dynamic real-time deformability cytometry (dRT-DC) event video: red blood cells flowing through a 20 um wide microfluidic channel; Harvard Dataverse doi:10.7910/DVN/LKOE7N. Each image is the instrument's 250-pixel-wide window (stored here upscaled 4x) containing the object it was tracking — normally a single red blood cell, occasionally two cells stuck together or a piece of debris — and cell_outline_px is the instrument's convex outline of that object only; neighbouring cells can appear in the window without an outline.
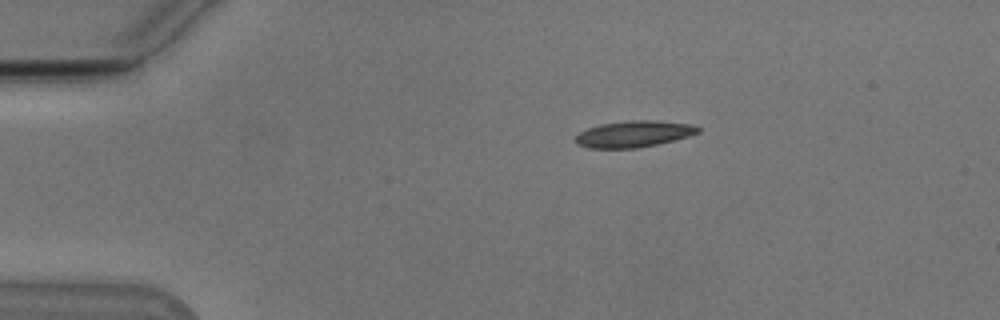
{"species": "Egyptian fruit bat (a non-hibernating species)", "species_latin": "Rousettus aegyptiacus", "temperature_condition": "cold", "stored_images_in_passage": 44, "camera_frame_rate_fps": 3000, "um_per_image_px": 0.085, "animal": {"sex": "male"}, "frame": {"image": 1, "passage_image": 1, "time_ms": 0.0, "image_size_px": [1000, 320], "cell_outline_px": [[700, 132], [688, 136], [656, 144], [636, 148], [588, 148], [576, 144], [576, 136], [580, 132], [588, 128], [600, 124], [632, 120], [656, 120], [692, 124], [700, 128]], "centroid_in_image_um": [53.87, 11.38], "position_along_channel_um": 31.1, "area_um2": 18.73}}
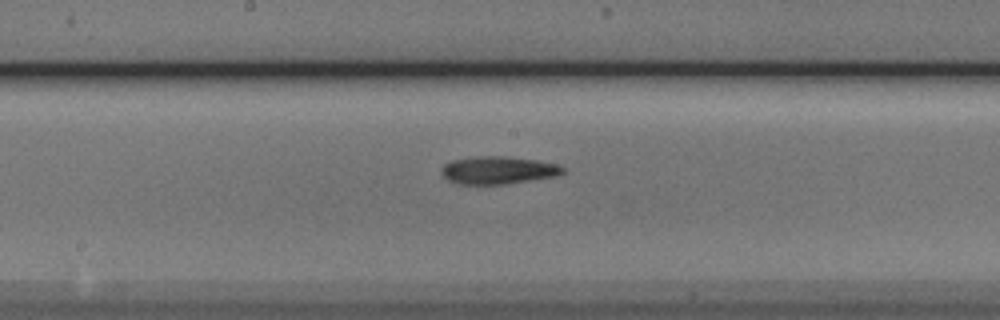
{"frame": {"image": 2, "passage_image": 19, "time_ms": 6.0, "image_size_px": [1000, 320], "cell_outline_px": [[568, 168], [564, 172], [552, 176], [504, 184], [456, 184], [448, 180], [440, 172], [440, 168], [444, 164], [452, 160], [480, 156], [508, 156], [536, 160], [556, 164]], "centroid_in_image_um": [42.3, 14.46], "position_along_channel_um": 205.9, "area_um2": 19.48}}
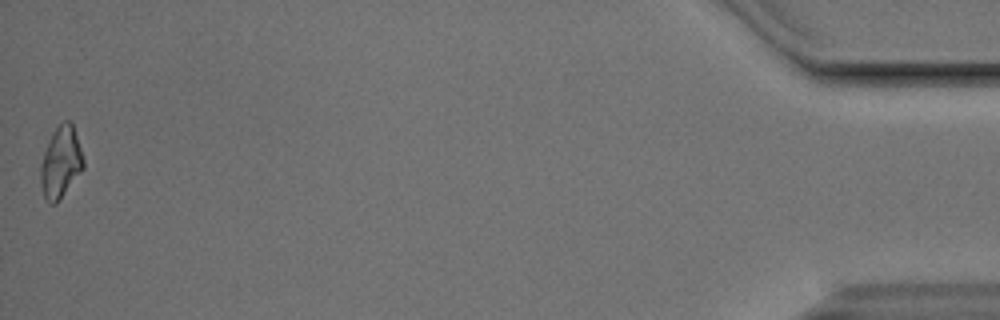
{"frame": {"image": 3, "passage_image": 44, "time_ms": 14.333, "image_size_px": [1000, 320], "cell_outline_px": [[84, 168], [56, 204], [52, 204], [44, 196], [40, 184], [40, 164], [44, 152], [52, 132], [64, 120], [72, 120], [84, 160]], "centroid_in_image_um": [5.17, 13.77], "position_along_channel_um": 430.0, "area_um2": 17.8}, "authors_computed_cell_mechanics": {"area_um2": 18.7561, "velocity_mm_per_s": 3.8371, "shape_relaxation_time_tau1_ms": 6.6648, "shape_relaxation_time_tau2_ms": null, "deformation_change_tau1": 0.1782, "deformation_change_tau2": null}}